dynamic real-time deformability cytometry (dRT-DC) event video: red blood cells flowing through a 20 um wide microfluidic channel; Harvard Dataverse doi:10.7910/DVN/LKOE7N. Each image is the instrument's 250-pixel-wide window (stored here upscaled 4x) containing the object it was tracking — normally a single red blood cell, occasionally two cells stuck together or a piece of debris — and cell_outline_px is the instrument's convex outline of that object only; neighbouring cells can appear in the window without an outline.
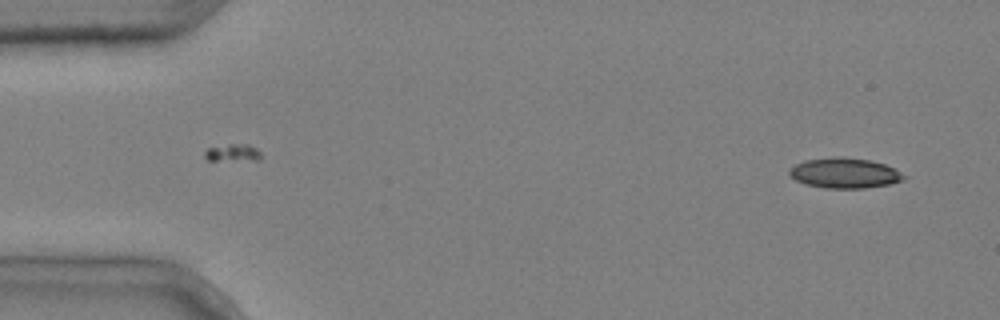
{"species": "common noctule bat (a hibernating species)", "species_latin": "Nyctalus noctula", "temperature_condition": "cold", "stored_images_in_passage": 3, "camera_frame_rate_fps": 3000, "um_per_image_px": 0.085, "animal": {"sex": "male", "body_mass_g": 20.4}, "frame": {"image": 1, "passage_image": 3, "time_ms": 0.667, "image_size_px": [1000, 320], "cell_outline_px": [[908, 176], [904, 180], [888, 184], [864, 188], [824, 188], [804, 184], [788, 176], [788, 172], [796, 164], [804, 160], [832, 156], [844, 156], [872, 160], [896, 168]], "centroid_in_image_um": [71.81, 14.69], "position_along_channel_um": 13.2, "area_um2": 20.58}}